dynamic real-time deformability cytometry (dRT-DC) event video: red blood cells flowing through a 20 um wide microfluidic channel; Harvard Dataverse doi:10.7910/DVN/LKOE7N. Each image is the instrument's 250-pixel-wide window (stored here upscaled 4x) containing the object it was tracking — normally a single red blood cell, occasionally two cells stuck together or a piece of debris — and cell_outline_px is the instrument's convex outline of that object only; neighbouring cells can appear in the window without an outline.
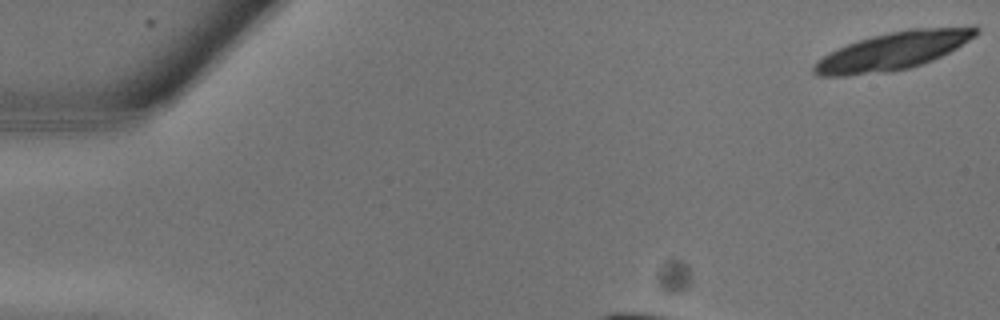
{"species": "common noctule bat (a hibernating species)", "species_latin": "Nyctalus noctula", "temperature_condition": "warm", "stored_images_in_passage": 6, "camera_frame_rate_fps": 3000, "um_per_image_px": 0.085, "animal": {"sex": "male", "body_mass_g": 13.3}, "frame": {"image": 1, "passage_image": 1, "time_ms": 0.0, "image_size_px": [1000, 320], "cell_outline_px": [[980, 32], [976, 36], [956, 48], [932, 60], [908, 68], [892, 72], [848, 76], [816, 76], [812, 72], [812, 68], [816, 60], [848, 44], [872, 36], [908, 28], [972, 24], [976, 24], [980, 28]], "centroid_in_image_um": [76.0, 4.3], "position_along_channel_um": 9.0, "area_um2": 36.24}}